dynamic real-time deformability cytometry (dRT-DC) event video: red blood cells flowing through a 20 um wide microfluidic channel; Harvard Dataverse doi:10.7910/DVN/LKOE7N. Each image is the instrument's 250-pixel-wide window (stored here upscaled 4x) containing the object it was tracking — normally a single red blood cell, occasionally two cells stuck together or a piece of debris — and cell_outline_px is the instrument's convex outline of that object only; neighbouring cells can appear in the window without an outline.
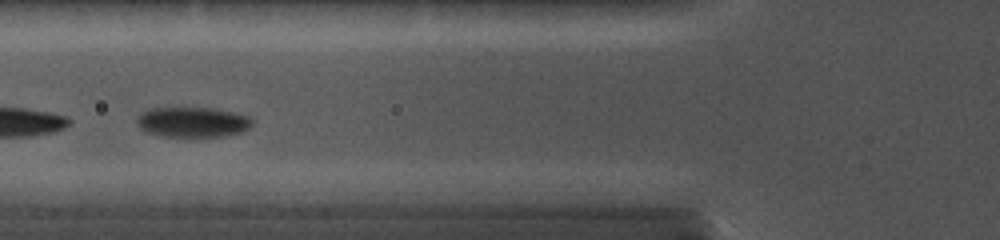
{"species": "common noctule bat (a hibernating species)", "species_latin": "Nyctalus noctula", "temperature_condition": "cold", "stored_images_in_passage": 11, "camera_frame_rate_fps": 5000, "um_per_image_px": 0.085, "animal": {"sex": "female", "body_mass_g": 19.0, "forearm_length_mm": 56.7}, "frame": {"image": 1, "passage_image": 4, "time_ms": 1.0, "image_size_px": [1000, 240], "cell_outline_px": [[252, 124], [248, 128], [240, 132], [220, 136], [160, 136], [144, 132], [136, 124], [136, 116], [144, 108], [216, 108], [248, 116], [252, 120]], "centroid_in_image_um": [16.27, 10.36], "position_along_channel_um": 109.5, "area_um2": 20.4}}